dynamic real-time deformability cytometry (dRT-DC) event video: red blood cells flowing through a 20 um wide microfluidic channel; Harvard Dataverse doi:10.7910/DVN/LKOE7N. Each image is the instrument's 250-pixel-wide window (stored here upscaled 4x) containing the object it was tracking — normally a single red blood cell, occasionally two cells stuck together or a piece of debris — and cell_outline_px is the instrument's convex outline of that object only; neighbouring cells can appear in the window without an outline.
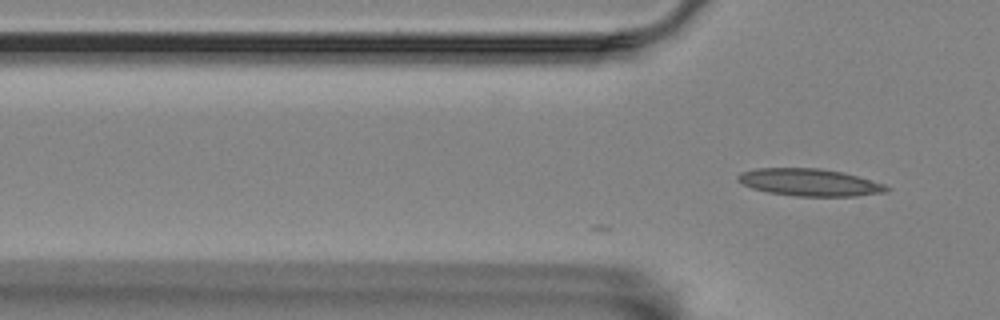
{"species": "Egyptian fruit bat (a non-hibernating species)", "species_latin": "Rousettus aegyptiacus", "temperature_condition": "room temperature", "stored_images_in_passage": 2, "camera_frame_rate_fps": 3000, "um_per_image_px": 0.085, "animal": {"sex": "female"}, "frame": {"image": 1, "passage_image": 2, "time_ms": 0.333, "image_size_px": [1000, 320], "cell_outline_px": [[888, 188], [884, 192], [856, 196], [796, 196], [768, 192], [752, 188], [736, 180], [736, 176], [740, 172], [756, 168], [820, 168], [844, 172], [884, 184]], "centroid_in_image_um": [68.76, 15.49], "position_along_channel_um": 57.0, "area_um2": 23.52}}